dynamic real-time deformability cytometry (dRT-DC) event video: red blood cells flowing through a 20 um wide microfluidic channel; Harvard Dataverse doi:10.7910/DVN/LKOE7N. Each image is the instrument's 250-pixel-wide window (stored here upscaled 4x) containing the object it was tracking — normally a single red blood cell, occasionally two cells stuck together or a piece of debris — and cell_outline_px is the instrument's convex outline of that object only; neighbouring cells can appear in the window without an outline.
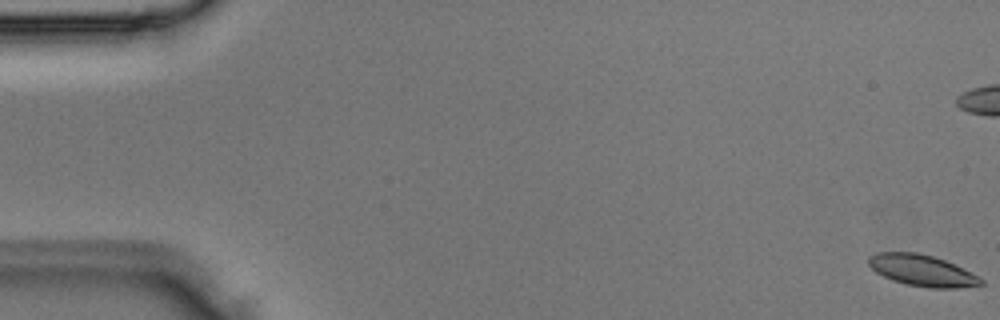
{"species": "Egyptian fruit bat (a non-hibernating species)", "species_latin": "Rousettus aegyptiacus", "temperature_condition": "room temperature", "stored_images_in_passage": 7, "camera_frame_rate_fps": 3000, "um_per_image_px": 0.085, "animal": {"sex": "male"}, "frame": {"image": 1, "passage_image": 1, "time_ms": 0.0, "image_size_px": [1000, 320], "cell_outline_px": [[984, 284], [956, 288], [932, 288], [908, 284], [892, 280], [876, 272], [868, 264], [868, 256], [876, 252], [916, 252], [932, 256], [944, 260], [984, 280]], "centroid_in_image_um": [78.32, 22.98], "position_along_channel_um": 6.7, "area_um2": 20.11}}
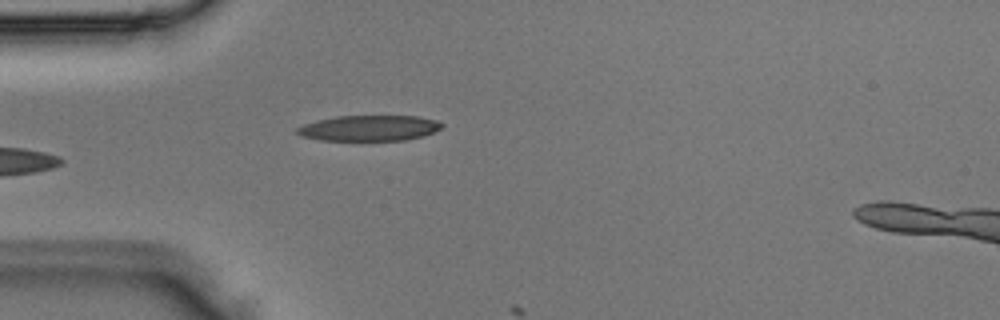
{"frame": {"image": 2, "passage_image": 5, "time_ms": 1.333, "image_size_px": [1000, 320], "cell_outline_px": [[444, 124], [440, 128], [424, 136], [404, 140], [320, 140], [300, 136], [296, 132], [296, 128], [304, 124], [316, 120], [336, 116], [416, 116], [436, 120]], "centroid_in_image_um": [31.35, 10.88], "position_along_channel_um": 53.7, "area_um2": 21.56}}